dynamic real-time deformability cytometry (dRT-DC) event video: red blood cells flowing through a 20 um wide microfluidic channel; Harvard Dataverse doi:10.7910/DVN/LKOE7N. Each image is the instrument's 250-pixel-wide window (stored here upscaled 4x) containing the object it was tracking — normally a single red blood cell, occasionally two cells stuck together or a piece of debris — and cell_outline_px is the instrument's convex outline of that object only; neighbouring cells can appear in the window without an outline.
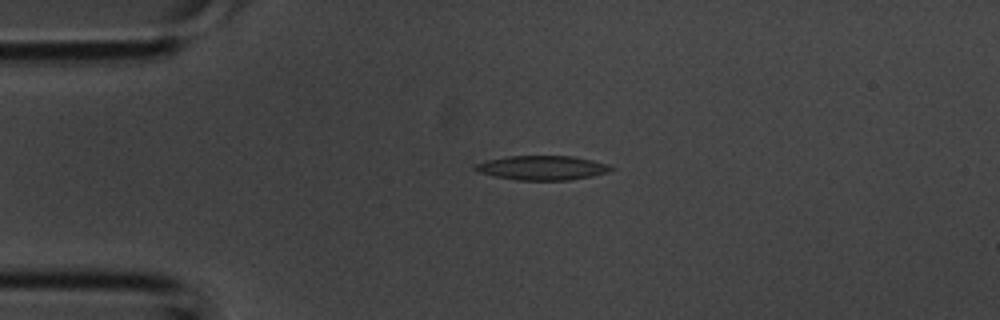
{"species": "common noctule bat (a hibernating species)", "species_latin": "Nyctalus noctula", "temperature_condition": "room temperature", "stored_images_in_passage": 3, "camera_frame_rate_fps": 3000, "um_per_image_px": 0.085, "animal": {"sex": "male", "body_mass_g": 20.1, "forearm_length_mm": 53.5}, "frame": {"image": 1, "passage_image": 3, "time_ms": 0.667, "image_size_px": [1000, 320], "cell_outline_px": [[616, 168], [608, 172], [592, 176], [568, 180], [516, 180], [496, 176], [480, 172], [472, 168], [476, 164], [488, 160], [508, 156], [572, 156], [592, 160], [608, 164]], "centroid_in_image_um": [46.13, 14.26], "position_along_channel_um": 38.9, "area_um2": 19.13}}